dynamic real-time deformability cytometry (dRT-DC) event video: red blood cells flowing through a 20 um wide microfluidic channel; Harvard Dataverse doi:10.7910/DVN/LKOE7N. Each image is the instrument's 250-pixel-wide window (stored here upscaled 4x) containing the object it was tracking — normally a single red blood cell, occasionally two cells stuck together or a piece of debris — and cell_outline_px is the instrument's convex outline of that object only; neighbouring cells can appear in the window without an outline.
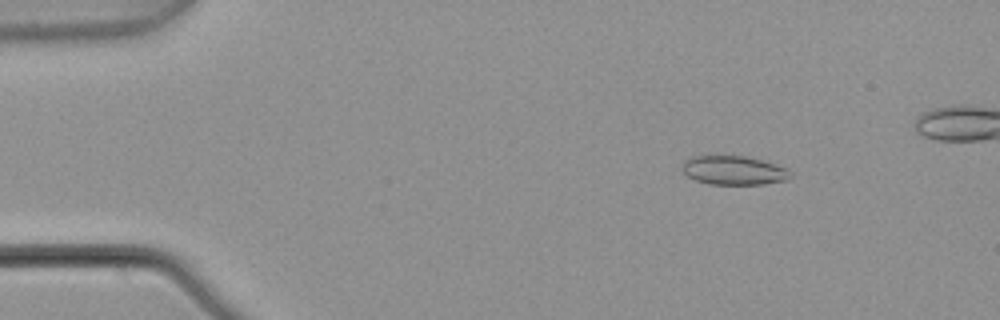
{"species": "common noctule bat (a hibernating species)", "species_latin": "Nyctalus noctula", "temperature_condition": "warm", "stored_images_in_passage": 4, "camera_frame_rate_fps": 3000, "um_per_image_px": 0.085, "animal": {"sex": "male", "body_mass_g": 21.5, "forearm_length_mm": 52.0}, "frame": {"image": 1, "passage_image": 1, "time_ms": 0.0, "image_size_px": [1000, 320], "cell_outline_px": [[792, 176], [788, 180], [764, 184], [712, 184], [696, 180], [688, 176], [680, 168], [684, 160], [692, 156], [748, 156], [764, 160], [788, 168], [792, 172]], "centroid_in_image_um": [62.41, 14.47], "position_along_channel_um": 22.6, "area_um2": 18.5}}